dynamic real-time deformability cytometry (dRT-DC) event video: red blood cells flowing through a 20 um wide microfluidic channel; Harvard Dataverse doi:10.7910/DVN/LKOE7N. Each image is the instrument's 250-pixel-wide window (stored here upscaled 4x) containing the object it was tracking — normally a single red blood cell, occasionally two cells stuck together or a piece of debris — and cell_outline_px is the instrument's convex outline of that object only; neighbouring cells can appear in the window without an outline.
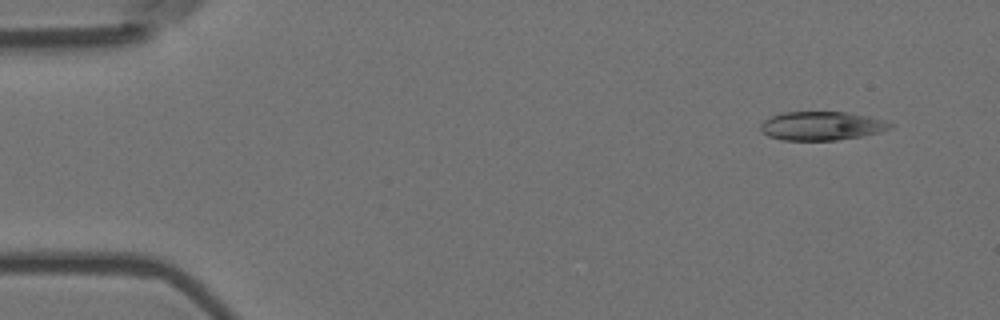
{"species": "Egyptian fruit bat (a non-hibernating species)", "species_latin": "Rousettus aegyptiacus", "temperature_condition": "room temperature", "stored_images_in_passage": 7, "camera_frame_rate_fps": 3000, "um_per_image_px": 0.085, "animal": {"sex": "female"}, "frame": {"image": 1, "passage_image": 1, "time_ms": 0.0, "image_size_px": [1000, 320], "cell_outline_px": [[896, 124], [892, 128], [880, 132], [860, 136], [836, 140], [784, 140], [768, 136], [760, 132], [760, 124], [764, 120], [772, 116], [784, 112], [848, 112], [868, 116], [884, 120]], "centroid_in_image_um": [69.85, 10.7], "position_along_channel_um": 15.2, "area_um2": 21.79}}
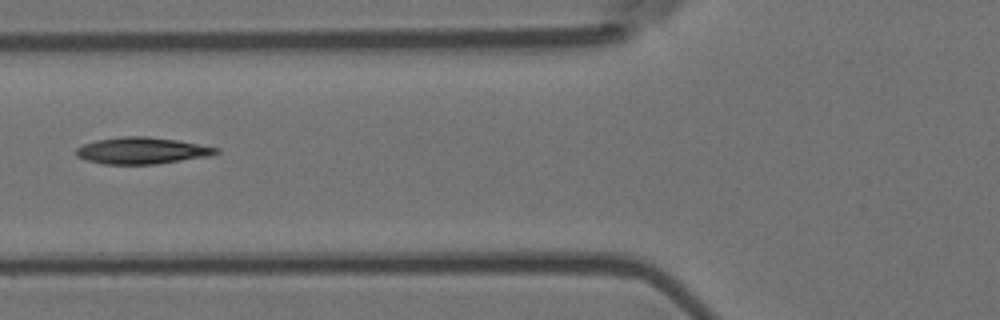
{"frame": {"image": 2, "passage_image": 6, "time_ms": 1.667, "image_size_px": [1000, 320], "cell_outline_px": [[220, 152], [212, 156], [156, 164], [104, 164], [88, 160], [76, 156], [76, 148], [84, 144], [96, 140], [120, 136], [148, 136], [176, 140], [220, 148]], "centroid_in_image_um": [12.1, 12.8], "position_along_channel_um": 113.7, "area_um2": 21.79}}
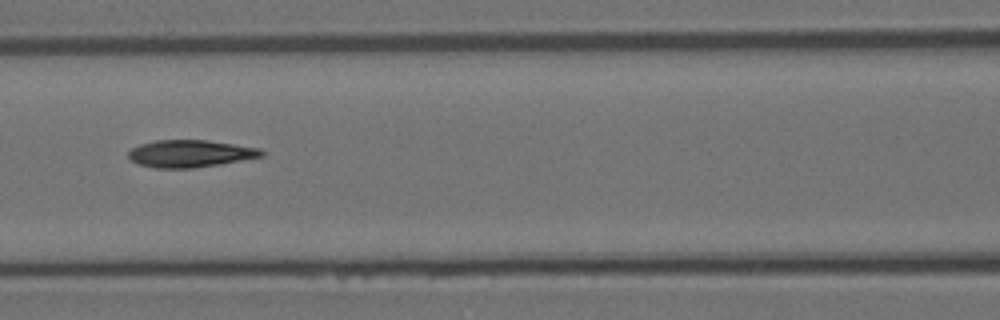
{"frame": {"image": 3, "passage_image": 7, "time_ms": 2.0, "image_size_px": [1000, 320], "cell_outline_px": [[264, 156], [220, 164], [192, 168], [156, 168], [136, 164], [128, 156], [128, 152], [132, 148], [140, 144], [156, 140], [208, 140], [260, 148], [264, 152]], "centroid_in_image_um": [16.16, 13.05], "position_along_channel_um": 150.4, "area_um2": 21.15}}